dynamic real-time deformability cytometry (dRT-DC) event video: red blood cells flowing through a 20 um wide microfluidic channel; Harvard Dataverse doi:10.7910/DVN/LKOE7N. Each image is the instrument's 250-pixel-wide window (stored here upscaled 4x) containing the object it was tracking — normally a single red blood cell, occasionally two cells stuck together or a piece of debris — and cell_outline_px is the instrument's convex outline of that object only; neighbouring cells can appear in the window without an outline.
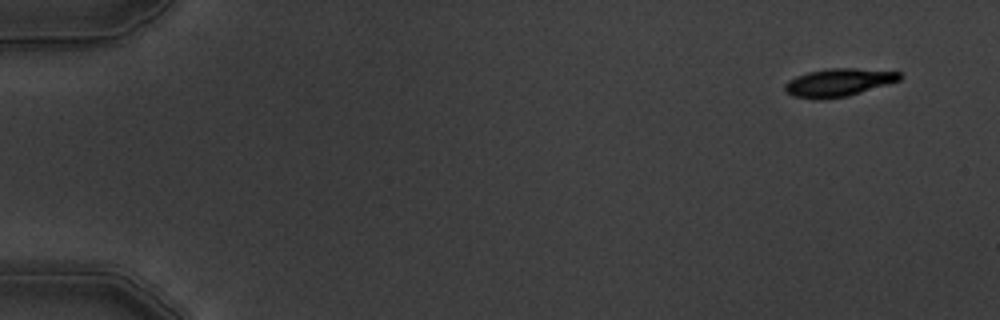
{"species": "common noctule bat (a hibernating species)", "species_latin": "Nyctalus noctula", "temperature_condition": "warm", "stored_images_in_passage": 5, "camera_frame_rate_fps": 3000, "um_per_image_px": 0.085, "animal": {"sex": "male", "body_mass_g": 19.5, "forearm_length_mm": 54.6}, "frame": {"image": 1, "passage_image": 1, "time_ms": 0.0, "image_size_px": [1000, 320], "cell_outline_px": [[900, 80], [848, 96], [820, 100], [812, 100], [792, 96], [784, 88], [784, 84], [788, 80], [796, 76], [808, 72], [828, 68], [856, 68], [900, 72]], "centroid_in_image_um": [71.22, 7.02], "position_along_channel_um": 13.8, "area_um2": 18.73}}
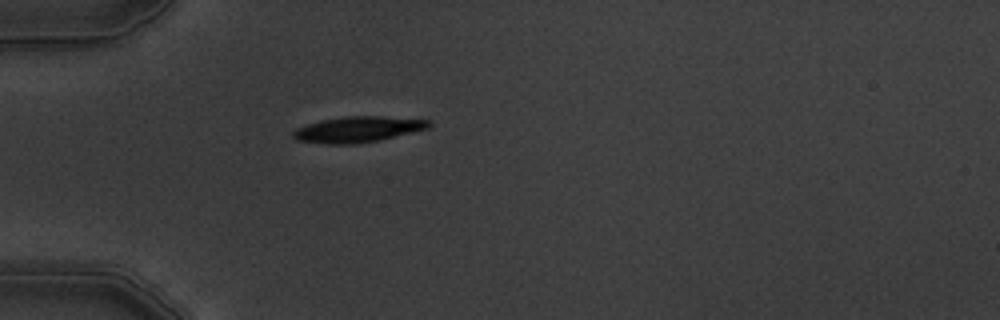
{"frame": {"image": 2, "passage_image": 5, "time_ms": 4.333, "image_size_px": [1000, 320], "cell_outline_px": [[432, 124], [428, 128], [380, 140], [356, 144], [328, 144], [296, 140], [292, 136], [292, 132], [296, 128], [320, 120], [344, 116], [380, 116], [432, 120]], "centroid_in_image_um": [30.41, 10.99], "position_along_channel_um": 54.6, "area_um2": 20.46}}